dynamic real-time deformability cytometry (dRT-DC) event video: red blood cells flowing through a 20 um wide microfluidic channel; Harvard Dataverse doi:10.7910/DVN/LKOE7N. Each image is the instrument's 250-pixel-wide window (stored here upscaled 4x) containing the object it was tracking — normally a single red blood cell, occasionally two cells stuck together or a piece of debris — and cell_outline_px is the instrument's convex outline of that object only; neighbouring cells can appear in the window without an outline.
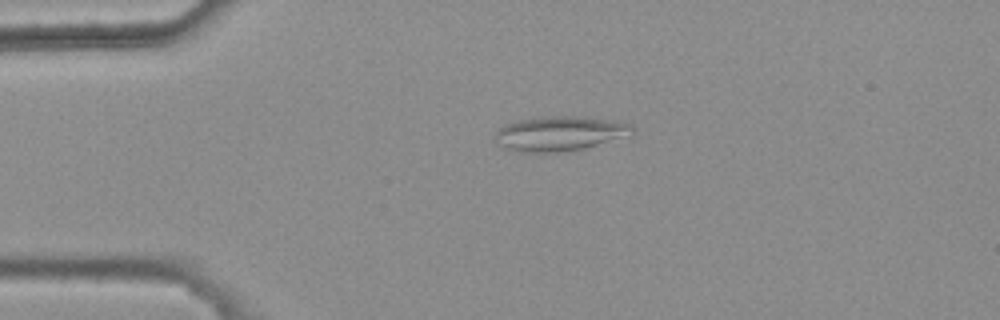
{"species": "common noctule bat (a hibernating species)", "species_latin": "Nyctalus noctula", "temperature_condition": "warm", "stored_images_in_passage": 4, "camera_frame_rate_fps": 3000, "um_per_image_px": 0.085, "animal": {"sex": "female", "body_mass_g": 25.1}, "frame": {"image": 1, "passage_image": 3, "time_ms": 0.667, "image_size_px": [1000, 320], "cell_outline_px": [[636, 128], [628, 136], [584, 148], [560, 152], [524, 152], [504, 148], [496, 144], [496, 132], [504, 124], [516, 120], [540, 116], [580, 116], [620, 120], [632, 124]], "centroid_in_image_um": [47.61, 11.33], "position_along_channel_um": 37.4, "area_um2": 28.15}}